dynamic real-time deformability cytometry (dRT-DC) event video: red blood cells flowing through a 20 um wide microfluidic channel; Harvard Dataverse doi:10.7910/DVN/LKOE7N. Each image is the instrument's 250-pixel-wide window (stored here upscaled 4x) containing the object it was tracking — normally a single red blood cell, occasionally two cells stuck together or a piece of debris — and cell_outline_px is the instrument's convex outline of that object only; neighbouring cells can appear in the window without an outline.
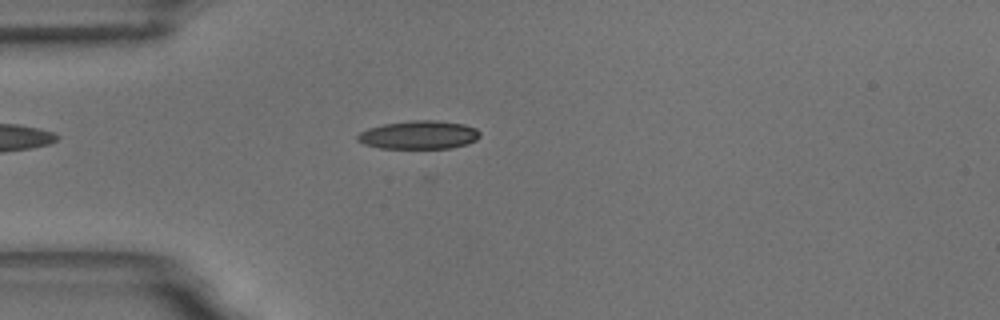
{"species": "common noctule bat (a hibernating species)", "species_latin": "Nyctalus noctula", "temperature_condition": "room temperature", "stored_images_in_passage": 32, "camera_frame_rate_fps": 3000, "um_per_image_px": 0.085, "animal": {"sex": "male", "body_mass_g": 18.8}, "frame": {"image": 1, "passage_image": 1, "time_ms": 0.0, "image_size_px": [1000, 320], "cell_outline_px": [[480, 136], [476, 140], [468, 144], [452, 148], [380, 148], [364, 144], [356, 140], [356, 136], [360, 132], [368, 128], [384, 124], [412, 120], [436, 120], [464, 124], [476, 128], [480, 132]], "centroid_in_image_um": [35.62, 11.47], "position_along_channel_um": 49.4, "area_um2": 20.35}}
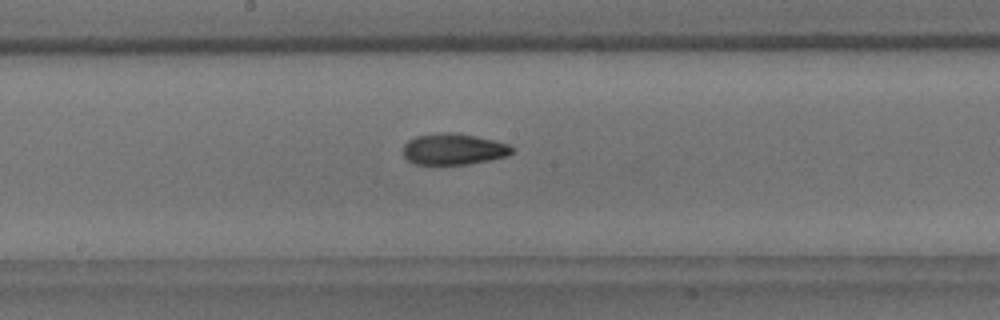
{"frame": {"image": 2, "passage_image": 15, "time_ms": 4.667, "image_size_px": [1000, 320], "cell_outline_px": [[512, 152], [508, 156], [468, 164], [416, 164], [408, 160], [404, 156], [404, 144], [408, 140], [416, 136], [440, 132], [452, 132], [476, 136], [496, 140], [508, 144], [512, 148]], "centroid_in_image_um": [38.55, 12.66], "position_along_channel_um": 209.6, "area_um2": 19.77}}
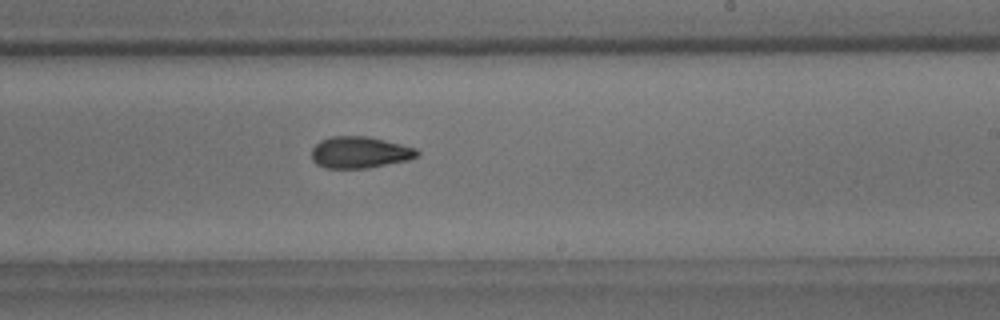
{"frame": {"image": 3, "passage_image": 19, "time_ms": 6.0, "image_size_px": [1000, 320], "cell_outline_px": [[420, 156], [408, 160], [368, 168], [324, 168], [316, 164], [312, 160], [312, 148], [320, 140], [332, 136], [368, 136], [416, 148], [420, 152]], "centroid_in_image_um": [30.58, 12.95], "position_along_channel_um": 258.4, "area_um2": 19.54}, "authors_computed_cell_mechanics": {"area_um2": 19.8254, "velocity_mm_per_s": 3.6693, "shape_relaxation_time_tau1_ms": 6.8873, "shape_relaxation_time_tau2_ms": 4.4201, "deformation_change_tau1": 0.1639, "deformation_change_tau2": 0.1124}}